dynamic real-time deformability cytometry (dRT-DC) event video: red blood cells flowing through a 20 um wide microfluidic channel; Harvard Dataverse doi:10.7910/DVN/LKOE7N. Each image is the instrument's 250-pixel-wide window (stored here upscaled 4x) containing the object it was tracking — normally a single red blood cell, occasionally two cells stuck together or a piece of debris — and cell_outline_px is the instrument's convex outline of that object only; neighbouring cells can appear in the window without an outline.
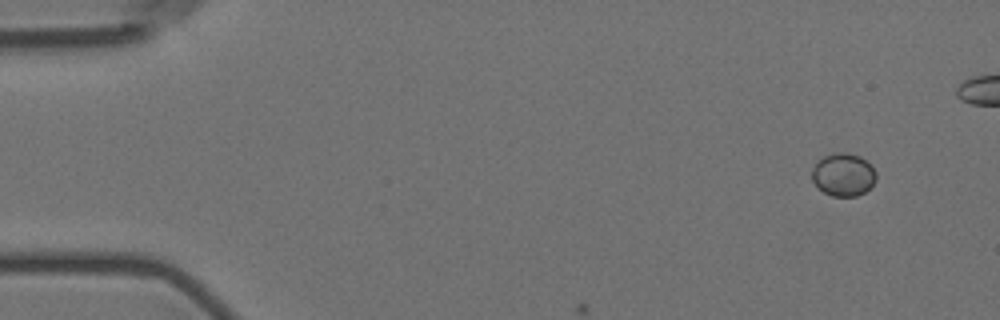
{"species": "Egyptian fruit bat (a non-hibernating species)", "species_latin": "Rousettus aegyptiacus", "temperature_condition": "room temperature", "stored_images_in_passage": 5, "camera_frame_rate_fps": 3000, "um_per_image_px": 0.085, "animal": {"sex": "female"}, "frame": {"image": 1, "passage_image": 1, "time_ms": 0.0, "image_size_px": [1000, 320], "cell_outline_px": [[876, 180], [864, 192], [856, 196], [832, 196], [824, 192], [812, 180], [812, 168], [824, 156], [836, 152], [848, 152], [860, 156], [872, 164], [876, 172]], "centroid_in_image_um": [71.71, 14.83], "position_along_channel_um": 13.3, "area_um2": 16.01}}
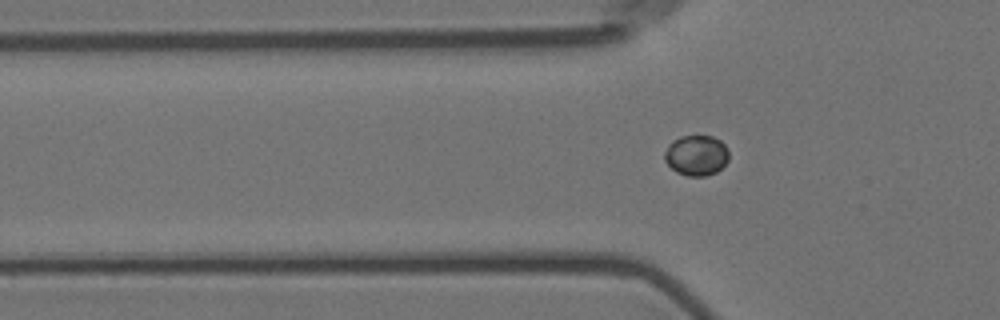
{"frame": {"image": 2, "passage_image": 5, "time_ms": 1.333, "image_size_px": [1000, 320], "cell_outline_px": [[728, 160], [716, 172], [704, 176], [688, 176], [676, 172], [664, 160], [664, 152], [668, 144], [672, 140], [680, 136], [712, 136], [720, 140], [728, 148]], "centroid_in_image_um": [59.17, 13.19], "position_along_channel_um": 66.6, "area_um2": 15.2}}